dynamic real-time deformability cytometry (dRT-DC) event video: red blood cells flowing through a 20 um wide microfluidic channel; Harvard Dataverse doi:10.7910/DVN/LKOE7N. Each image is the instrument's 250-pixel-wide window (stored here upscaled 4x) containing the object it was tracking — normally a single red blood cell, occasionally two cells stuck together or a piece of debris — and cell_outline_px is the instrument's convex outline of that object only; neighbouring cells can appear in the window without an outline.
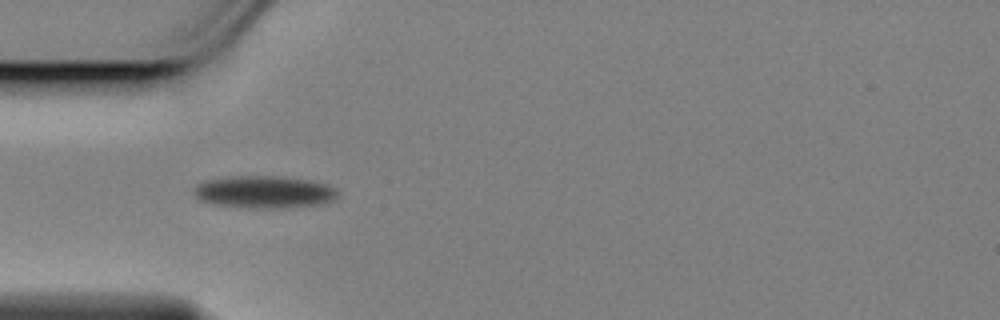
{"species": "Egyptian fruit bat (a non-hibernating species)", "species_latin": "Rousettus aegyptiacus", "temperature_condition": "cold", "stored_images_in_passage": 24, "camera_frame_rate_fps": 3000, "um_per_image_px": 0.085, "animal": {"sex": "female"}, "frame": {"image": 1, "passage_image": 1, "time_ms": 0.0, "image_size_px": [1000, 320], "cell_outline_px": [[336, 196], [332, 200], [320, 204], [284, 208], [248, 208], [212, 204], [200, 200], [196, 196], [196, 188], [200, 184], [208, 180], [240, 176], [272, 176], [308, 180], [328, 184], [336, 188]], "centroid_in_image_um": [22.49, 16.33], "position_along_channel_um": 62.5, "area_um2": 26.65}}
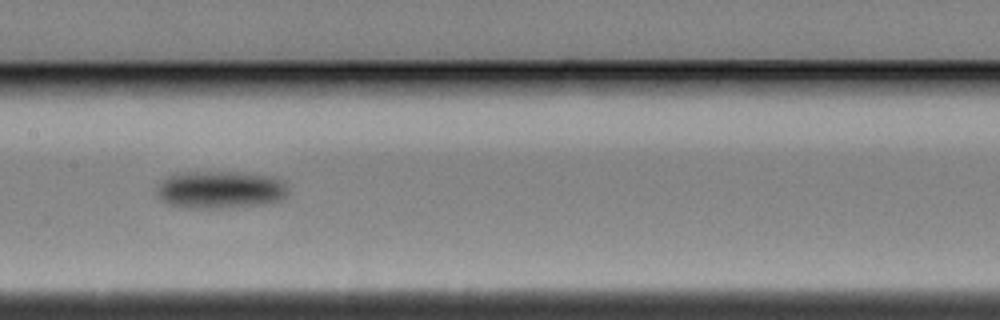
{"frame": {"image": 2, "passage_image": 12, "time_ms": 3.667, "image_size_px": [1000, 320], "cell_outline_px": [[288, 196], [272, 204], [236, 208], [180, 208], [168, 204], [160, 200], [160, 184], [168, 176], [180, 172], [208, 172], [264, 176], [276, 180], [284, 184], [288, 192]], "centroid_in_image_um": [18.72, 16.19], "position_along_channel_um": 188.7, "area_um2": 28.32}}
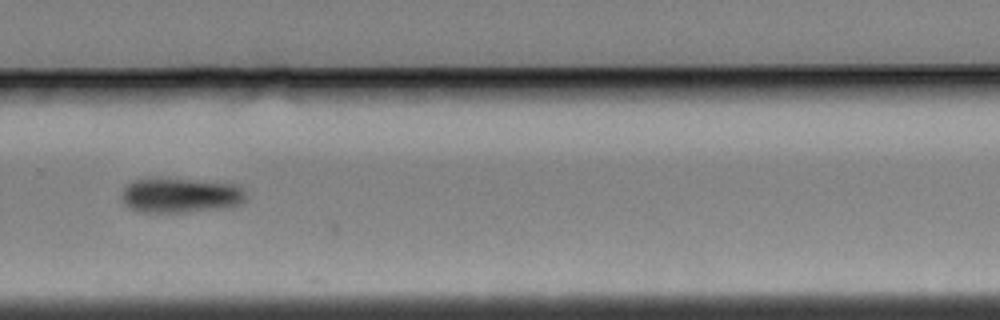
{"frame": {"image": 3, "passage_image": 23, "time_ms": 7.333, "image_size_px": [1000, 320], "cell_outline_px": [[244, 200], [240, 204], [220, 208], [176, 212], [144, 212], [132, 208], [120, 196], [120, 192], [124, 184], [132, 180], [144, 176], [160, 176], [232, 184], [240, 188], [244, 192]], "centroid_in_image_um": [15.21, 16.54], "position_along_channel_um": 314.6, "area_um2": 25.49}}